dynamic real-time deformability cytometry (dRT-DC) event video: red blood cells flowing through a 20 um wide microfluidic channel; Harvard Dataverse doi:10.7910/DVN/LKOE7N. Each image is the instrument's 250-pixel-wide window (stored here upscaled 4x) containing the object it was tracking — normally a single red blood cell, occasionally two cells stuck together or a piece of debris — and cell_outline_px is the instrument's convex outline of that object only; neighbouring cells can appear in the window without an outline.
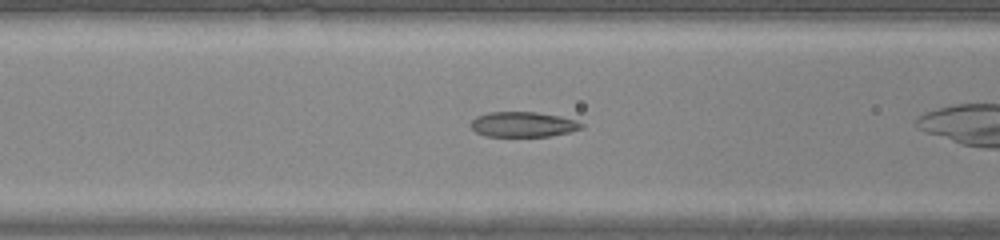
{"species": "common noctule bat (a hibernating species)", "species_latin": "Nyctalus noctula", "temperature_condition": "warm", "stored_images_in_passage": 30, "camera_frame_rate_fps": 3000, "um_per_image_px": 0.085, "animal": {"sex": "male", "body_mass_g": 20.0, "forearm_length_mm": 53.3}, "frame": {"image": 1, "passage_image": 12, "time_ms": 3.667, "image_size_px": [1000, 240], "cell_outline_px": [[584, 128], [552, 136], [484, 136], [476, 132], [468, 124], [476, 116], [488, 112], [536, 112], [560, 116], [576, 120], [584, 124]], "centroid_in_image_um": [44.45, 10.57], "position_along_channel_um": 122.1, "area_um2": 16.36}}
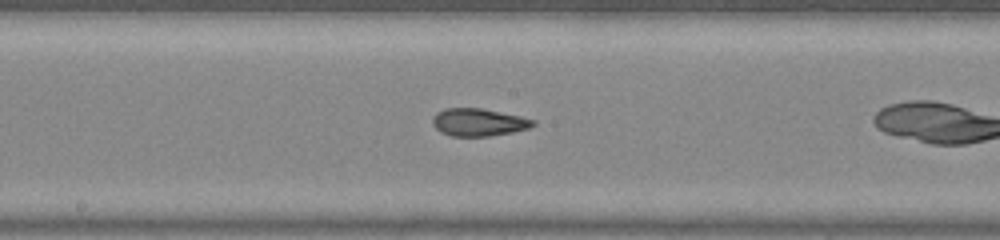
{"frame": {"image": 2, "passage_image": 18, "time_ms": 5.667, "image_size_px": [1000, 240], "cell_outline_px": [[536, 124], [528, 128], [512, 132], [488, 136], [452, 136], [440, 132], [432, 124], [432, 116], [436, 112], [444, 108], [480, 108], [520, 116], [536, 120]], "centroid_in_image_um": [40.64, 10.39], "position_along_channel_um": 207.6, "area_um2": 16.18}}
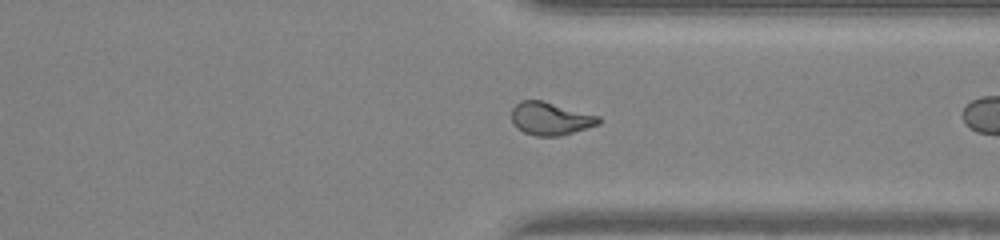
{"frame": {"image": 3, "passage_image": 29, "time_ms": 9.333, "image_size_px": [1000, 240], "cell_outline_px": [[600, 124], [560, 136], [536, 136], [524, 132], [516, 128], [512, 120], [512, 108], [520, 100], [544, 100], [600, 116]], "centroid_in_image_um": [46.79, 10.07], "position_along_channel_um": 364.6, "area_um2": 16.82}}